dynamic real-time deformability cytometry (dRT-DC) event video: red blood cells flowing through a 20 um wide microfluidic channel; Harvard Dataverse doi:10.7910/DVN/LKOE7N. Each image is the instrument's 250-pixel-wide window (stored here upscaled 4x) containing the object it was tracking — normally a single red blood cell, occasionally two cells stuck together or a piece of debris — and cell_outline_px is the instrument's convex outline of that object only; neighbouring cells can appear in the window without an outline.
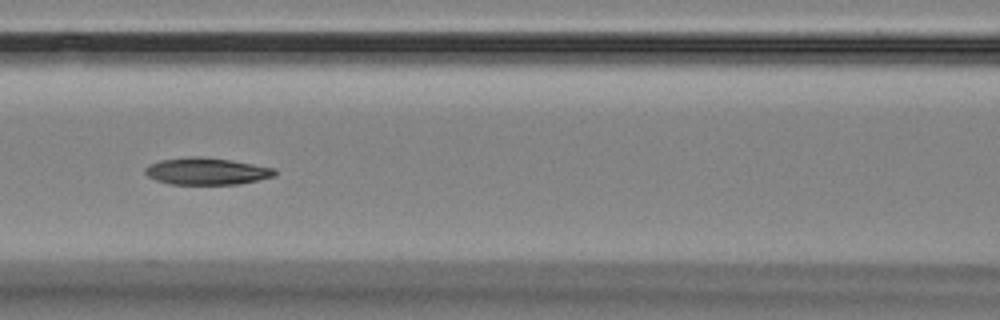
{"species": "Egyptian fruit bat (a non-hibernating species)", "species_latin": "Rousettus aegyptiacus", "temperature_condition": "room temperature", "stored_images_in_passage": 7, "camera_frame_rate_fps": 3000, "um_per_image_px": 0.085, "animal": {"sex": "female"}, "frame": {"image": 1, "passage_image": 6, "time_ms": 6.0, "image_size_px": [1000, 320], "cell_outline_px": [[276, 176], [240, 184], [168, 184], [156, 180], [148, 176], [144, 172], [144, 168], [148, 164], [160, 160], [192, 156], [200, 156], [232, 160], [276, 168]], "centroid_in_image_um": [17.57, 14.55], "position_along_channel_um": 149.0, "area_um2": 20.58}}
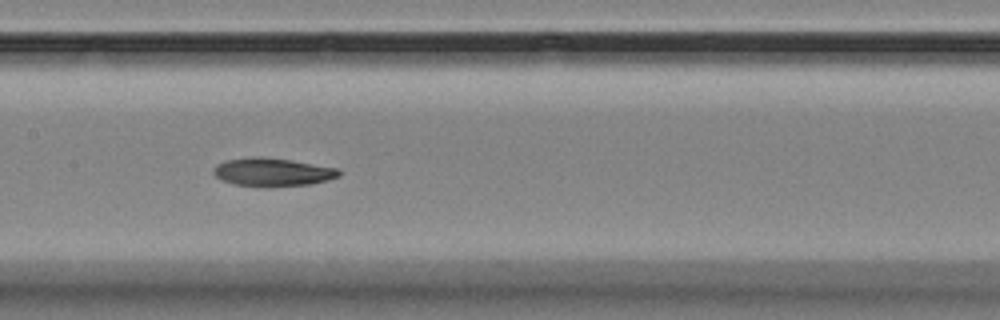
{"frame": {"image": 2, "passage_image": 7, "time_ms": 7.0, "image_size_px": [1000, 320], "cell_outline_px": [[340, 176], [328, 180], [308, 184], [268, 188], [264, 188], [236, 184], [220, 180], [212, 172], [212, 168], [216, 164], [224, 160], [256, 156], [260, 156], [292, 160], [336, 168], [340, 172]], "centroid_in_image_um": [23.11, 14.63], "position_along_channel_um": 184.3, "area_um2": 20.98}}